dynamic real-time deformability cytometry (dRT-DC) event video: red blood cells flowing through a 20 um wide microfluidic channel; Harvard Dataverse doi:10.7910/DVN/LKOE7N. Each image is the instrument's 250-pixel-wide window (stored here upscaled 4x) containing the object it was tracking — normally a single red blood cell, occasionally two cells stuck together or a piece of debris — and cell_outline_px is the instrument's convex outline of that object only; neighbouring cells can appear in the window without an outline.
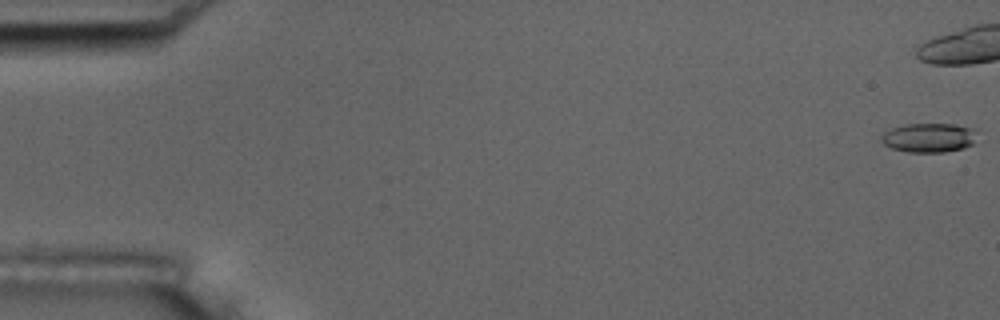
{"species": "common noctule bat (a hibernating species)", "species_latin": "Nyctalus noctula", "temperature_condition": "room temperature", "stored_images_in_passage": 44, "camera_frame_rate_fps": 3000, "um_per_image_px": 0.085, "animal": {"sex": "male", "body_mass_g": 17.5, "forearm_length_mm": 52.3}, "frame": {"image": 1, "passage_image": 1, "time_ms": 0.0, "image_size_px": [1000, 320], "cell_outline_px": [[972, 144], [964, 148], [944, 152], [908, 152], [892, 148], [884, 144], [880, 140], [880, 136], [884, 132], [892, 128], [904, 124], [956, 124], [972, 128]], "centroid_in_image_um": [78.87, 11.7], "position_along_channel_um": 6.1, "area_um2": 16.07}}